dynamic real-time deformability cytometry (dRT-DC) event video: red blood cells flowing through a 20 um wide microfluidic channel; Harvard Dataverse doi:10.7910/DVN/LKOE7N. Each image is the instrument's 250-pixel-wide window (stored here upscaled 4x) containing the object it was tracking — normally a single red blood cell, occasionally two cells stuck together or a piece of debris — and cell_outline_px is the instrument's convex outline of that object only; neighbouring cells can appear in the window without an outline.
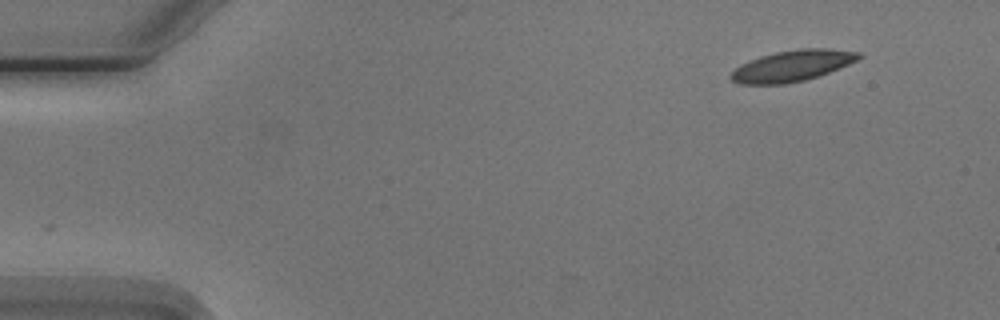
{"species": "Egyptian fruit bat (a non-hibernating species)", "species_latin": "Rousettus aegyptiacus", "temperature_condition": "cold", "stored_images_in_passage": 2, "camera_frame_rate_fps": 3000, "um_per_image_px": 0.085, "animal": {"sex": "male"}, "frame": {"image": 1, "passage_image": 2, "time_ms": 1.0, "image_size_px": [1000, 320], "cell_outline_px": [[864, 56], [848, 64], [828, 72], [804, 80], [784, 84], [740, 84], [732, 80], [728, 76], [740, 64], [760, 56], [776, 52], [800, 48], [828, 48], [860, 52]], "centroid_in_image_um": [67.33, 5.58], "position_along_channel_um": 17.7, "area_um2": 23.0}}